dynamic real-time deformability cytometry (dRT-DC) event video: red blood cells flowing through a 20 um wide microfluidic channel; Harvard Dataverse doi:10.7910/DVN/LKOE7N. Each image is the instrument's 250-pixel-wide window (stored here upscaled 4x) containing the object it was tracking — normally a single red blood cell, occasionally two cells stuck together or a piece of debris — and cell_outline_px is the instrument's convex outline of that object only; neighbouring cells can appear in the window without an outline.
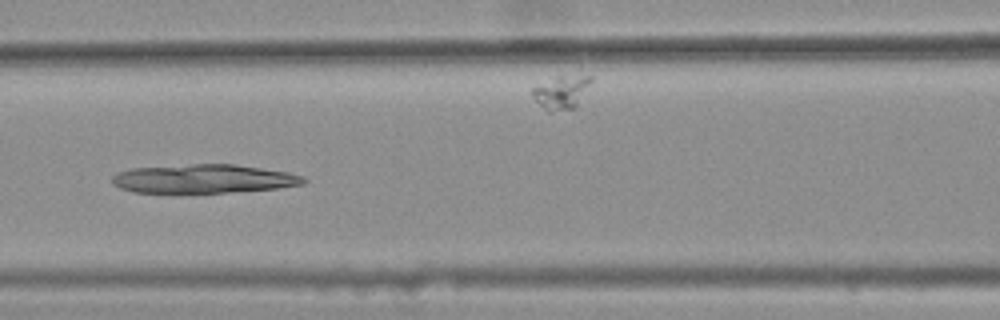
{"species": "common noctule bat (a hibernating species)", "species_latin": "Nyctalus noctula", "temperature_condition": "warm", "stored_images_in_passage": 46, "camera_frame_rate_fps": 3000, "um_per_image_px": 0.085, "animal": {"sex": "female", "body_mass_g": 25.1}, "frame": {"image": 1, "passage_image": 24, "time_ms": 7.667, "image_size_px": [1000, 320], "cell_outline_px": [[308, 180], [304, 184], [276, 188], [228, 192], [132, 192], [120, 188], [112, 184], [112, 176], [116, 172], [132, 168], [192, 164], [236, 164], [288, 172], [304, 176]], "centroid_in_image_um": [17.3, 15.19], "position_along_channel_um": 149.3, "area_um2": 32.02}}
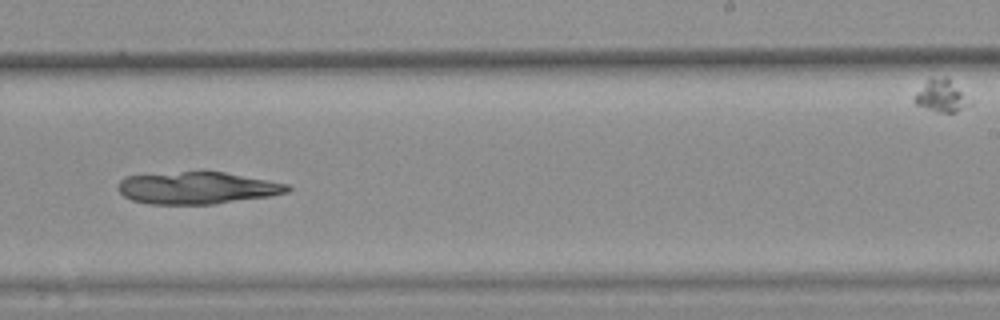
{"frame": {"image": 2, "passage_image": 34, "time_ms": 11.0, "image_size_px": [1000, 320], "cell_outline_px": [[292, 188], [288, 192], [268, 196], [216, 204], [148, 204], [132, 200], [124, 196], [116, 188], [120, 180], [124, 176], [200, 168], [224, 172], [288, 184]], "centroid_in_image_um": [16.7, 15.93], "position_along_channel_um": 272.3, "area_um2": 32.71}}
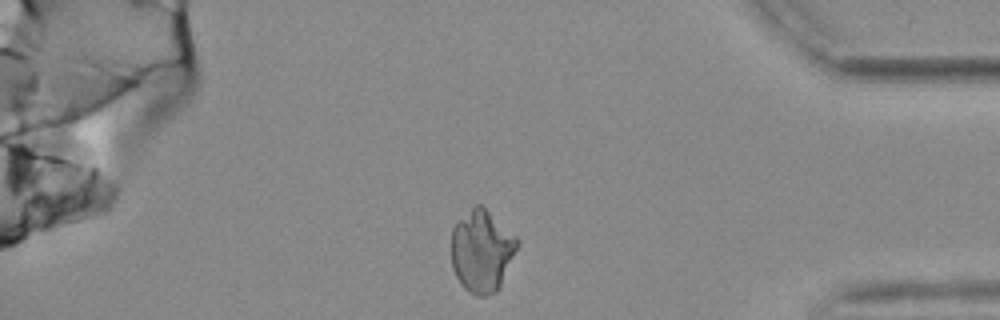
{"frame": {"image": 3, "passage_image": 46, "time_ms": 15.0, "image_size_px": [1000, 320], "cell_outline_px": [[520, 244], [500, 288], [496, 292], [484, 296], [476, 296], [468, 292], [464, 288], [456, 276], [452, 268], [452, 228], [476, 204], [480, 204], [516, 236], [520, 240]], "centroid_in_image_um": [40.98, 21.38], "position_along_channel_um": 394.2, "area_um2": 31.5}}